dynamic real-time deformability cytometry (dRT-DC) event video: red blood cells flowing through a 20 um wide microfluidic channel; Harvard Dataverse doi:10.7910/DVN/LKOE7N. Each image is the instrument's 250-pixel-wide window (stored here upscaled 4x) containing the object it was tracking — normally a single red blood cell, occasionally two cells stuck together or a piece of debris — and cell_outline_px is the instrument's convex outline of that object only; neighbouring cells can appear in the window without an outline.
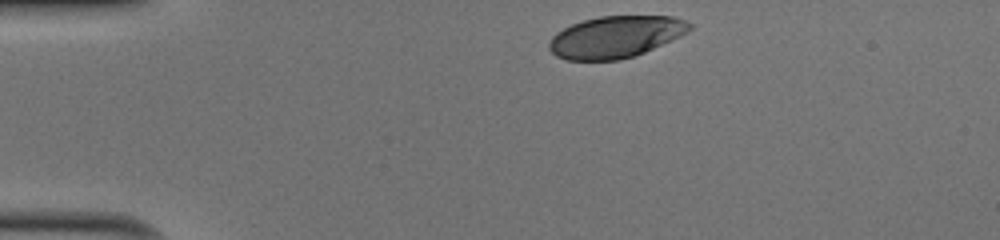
{"species": "human", "species_latin": "Homo sapiens", "temperature_condition": "cold", "stored_images_in_passage": 32, "camera_frame_rate_fps": 3000, "um_per_image_px": 0.085, "donor": {"sex": "male"}, "frame": {"image": 1, "passage_image": 1, "time_ms": 0.0, "image_size_px": [1000, 240], "cell_outline_px": [[692, 28], [688, 32], [672, 40], [644, 52], [620, 60], [564, 60], [556, 56], [548, 48], [548, 44], [552, 36], [556, 32], [572, 24], [584, 20], [600, 16], [672, 16], [688, 20], [692, 24]], "centroid_in_image_um": [52.33, 3.13], "position_along_channel_um": 32.7, "area_um2": 34.28}}
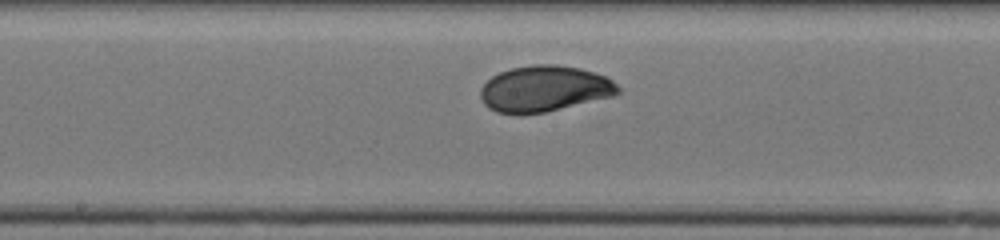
{"frame": {"image": 2, "passage_image": 18, "time_ms": 5.667, "image_size_px": [1000, 240], "cell_outline_px": [[620, 92], [616, 96], [544, 112], [520, 116], [496, 112], [488, 108], [484, 104], [480, 96], [480, 88], [492, 76], [500, 72], [512, 68], [532, 64], [556, 64], [580, 68], [604, 76], [612, 80], [620, 88]], "centroid_in_image_um": [46.25, 7.56], "position_along_channel_um": 201.9, "area_um2": 37.28}}
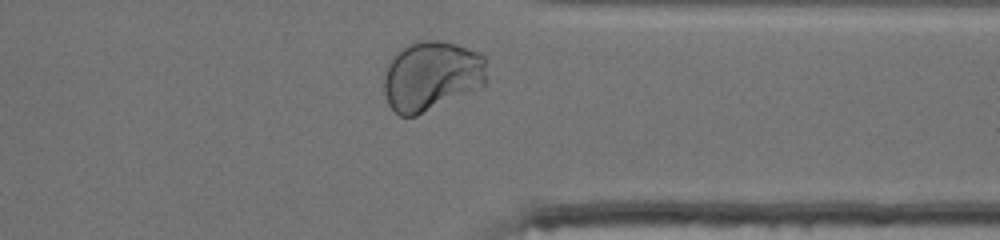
{"frame": {"image": 3, "passage_image": 31, "time_ms": 10.0, "image_size_px": [1000, 240], "cell_outline_px": [[488, 80], [484, 84], [416, 116], [400, 116], [388, 104], [384, 92], [384, 76], [388, 64], [408, 44], [420, 40], [444, 40], [480, 52], [484, 56]], "centroid_in_image_um": [36.69, 6.43], "position_along_channel_um": 374.7, "area_um2": 41.38}, "authors_computed_cell_mechanics": {"area_um2": 36.2984, "velocity_mm_per_s": 4.0285, "shape_relaxation_time_tau1_ms": 3.48, "shape_relaxation_time_tau2_ms": null, "deformation_change_tau1": 0.1374, "deformation_change_tau2": null}}